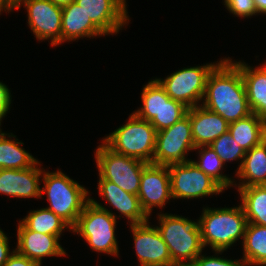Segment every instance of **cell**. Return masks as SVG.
<instances>
[{"instance_id": "cell-1", "label": "cell", "mask_w": 266, "mask_h": 266, "mask_svg": "<svg viewBox=\"0 0 266 266\" xmlns=\"http://www.w3.org/2000/svg\"><path fill=\"white\" fill-rule=\"evenodd\" d=\"M201 105L228 123L252 114L241 71L230 57L220 59L210 72Z\"/></svg>"}, {"instance_id": "cell-2", "label": "cell", "mask_w": 266, "mask_h": 266, "mask_svg": "<svg viewBox=\"0 0 266 266\" xmlns=\"http://www.w3.org/2000/svg\"><path fill=\"white\" fill-rule=\"evenodd\" d=\"M247 218L241 204L238 207H204L198 219L204 248L210 246L213 253L221 254L239 239H244Z\"/></svg>"}, {"instance_id": "cell-3", "label": "cell", "mask_w": 266, "mask_h": 266, "mask_svg": "<svg viewBox=\"0 0 266 266\" xmlns=\"http://www.w3.org/2000/svg\"><path fill=\"white\" fill-rule=\"evenodd\" d=\"M158 215L156 227L167 244L172 262L176 266H191L204 250L198 221L169 213Z\"/></svg>"}, {"instance_id": "cell-4", "label": "cell", "mask_w": 266, "mask_h": 266, "mask_svg": "<svg viewBox=\"0 0 266 266\" xmlns=\"http://www.w3.org/2000/svg\"><path fill=\"white\" fill-rule=\"evenodd\" d=\"M42 180L44 185L40 192L41 198L43 193L47 194L50 203V206L45 208L53 211L72 228L90 201L89 191L59 169L50 172L43 168Z\"/></svg>"}, {"instance_id": "cell-5", "label": "cell", "mask_w": 266, "mask_h": 266, "mask_svg": "<svg viewBox=\"0 0 266 266\" xmlns=\"http://www.w3.org/2000/svg\"><path fill=\"white\" fill-rule=\"evenodd\" d=\"M115 214L90 198L71 231L84 238L91 250L118 257L119 246L115 228L117 218L122 216L117 217Z\"/></svg>"}, {"instance_id": "cell-6", "label": "cell", "mask_w": 266, "mask_h": 266, "mask_svg": "<svg viewBox=\"0 0 266 266\" xmlns=\"http://www.w3.org/2000/svg\"><path fill=\"white\" fill-rule=\"evenodd\" d=\"M102 141L113 151L125 156L153 163L157 131L152 124L134 113Z\"/></svg>"}, {"instance_id": "cell-7", "label": "cell", "mask_w": 266, "mask_h": 266, "mask_svg": "<svg viewBox=\"0 0 266 266\" xmlns=\"http://www.w3.org/2000/svg\"><path fill=\"white\" fill-rule=\"evenodd\" d=\"M101 143L94 154L99 180H108L125 192L137 195L143 169L149 163L117 153Z\"/></svg>"}, {"instance_id": "cell-8", "label": "cell", "mask_w": 266, "mask_h": 266, "mask_svg": "<svg viewBox=\"0 0 266 266\" xmlns=\"http://www.w3.org/2000/svg\"><path fill=\"white\" fill-rule=\"evenodd\" d=\"M216 62L183 68L168 75L165 79H155L165 89L170 98L181 102L188 108H192L200 105L203 100L207 78L213 68L219 63L218 61Z\"/></svg>"}, {"instance_id": "cell-9", "label": "cell", "mask_w": 266, "mask_h": 266, "mask_svg": "<svg viewBox=\"0 0 266 266\" xmlns=\"http://www.w3.org/2000/svg\"><path fill=\"white\" fill-rule=\"evenodd\" d=\"M194 149L188 109L187 115L181 120L157 132L153 164L169 166L190 161L185 156Z\"/></svg>"}, {"instance_id": "cell-10", "label": "cell", "mask_w": 266, "mask_h": 266, "mask_svg": "<svg viewBox=\"0 0 266 266\" xmlns=\"http://www.w3.org/2000/svg\"><path fill=\"white\" fill-rule=\"evenodd\" d=\"M173 199H197L224 191L190 160L168 166Z\"/></svg>"}, {"instance_id": "cell-11", "label": "cell", "mask_w": 266, "mask_h": 266, "mask_svg": "<svg viewBox=\"0 0 266 266\" xmlns=\"http://www.w3.org/2000/svg\"><path fill=\"white\" fill-rule=\"evenodd\" d=\"M27 10L29 28L40 42L51 40L52 46L62 44V8L50 0H20L15 5V10L21 8Z\"/></svg>"}, {"instance_id": "cell-12", "label": "cell", "mask_w": 266, "mask_h": 266, "mask_svg": "<svg viewBox=\"0 0 266 266\" xmlns=\"http://www.w3.org/2000/svg\"><path fill=\"white\" fill-rule=\"evenodd\" d=\"M149 223L148 220L129 227L140 266H176L157 227Z\"/></svg>"}, {"instance_id": "cell-13", "label": "cell", "mask_w": 266, "mask_h": 266, "mask_svg": "<svg viewBox=\"0 0 266 266\" xmlns=\"http://www.w3.org/2000/svg\"><path fill=\"white\" fill-rule=\"evenodd\" d=\"M137 196L148 217L154 207L163 208L172 199L168 166L149 163L143 169Z\"/></svg>"}, {"instance_id": "cell-14", "label": "cell", "mask_w": 266, "mask_h": 266, "mask_svg": "<svg viewBox=\"0 0 266 266\" xmlns=\"http://www.w3.org/2000/svg\"><path fill=\"white\" fill-rule=\"evenodd\" d=\"M87 17L105 34L119 33L130 21L123 0H75Z\"/></svg>"}, {"instance_id": "cell-15", "label": "cell", "mask_w": 266, "mask_h": 266, "mask_svg": "<svg viewBox=\"0 0 266 266\" xmlns=\"http://www.w3.org/2000/svg\"><path fill=\"white\" fill-rule=\"evenodd\" d=\"M18 222L15 248L18 253L37 262L40 266L45 257L66 256V251L60 245L58 236L29 230L21 221Z\"/></svg>"}, {"instance_id": "cell-16", "label": "cell", "mask_w": 266, "mask_h": 266, "mask_svg": "<svg viewBox=\"0 0 266 266\" xmlns=\"http://www.w3.org/2000/svg\"><path fill=\"white\" fill-rule=\"evenodd\" d=\"M40 164L37 161L27 169H0V193L15 198H41Z\"/></svg>"}, {"instance_id": "cell-17", "label": "cell", "mask_w": 266, "mask_h": 266, "mask_svg": "<svg viewBox=\"0 0 266 266\" xmlns=\"http://www.w3.org/2000/svg\"><path fill=\"white\" fill-rule=\"evenodd\" d=\"M189 120L195 147L209 146L229 130V123L203 105L189 108Z\"/></svg>"}, {"instance_id": "cell-18", "label": "cell", "mask_w": 266, "mask_h": 266, "mask_svg": "<svg viewBox=\"0 0 266 266\" xmlns=\"http://www.w3.org/2000/svg\"><path fill=\"white\" fill-rule=\"evenodd\" d=\"M98 191L99 195L102 196L101 198L113 206L118 213L130 220V225L144 223L149 220L150 217L142 209L137 195L125 192L108 180L98 181Z\"/></svg>"}, {"instance_id": "cell-19", "label": "cell", "mask_w": 266, "mask_h": 266, "mask_svg": "<svg viewBox=\"0 0 266 266\" xmlns=\"http://www.w3.org/2000/svg\"><path fill=\"white\" fill-rule=\"evenodd\" d=\"M233 62L241 71L251 112L266 122V62L255 68L244 61Z\"/></svg>"}, {"instance_id": "cell-20", "label": "cell", "mask_w": 266, "mask_h": 266, "mask_svg": "<svg viewBox=\"0 0 266 266\" xmlns=\"http://www.w3.org/2000/svg\"><path fill=\"white\" fill-rule=\"evenodd\" d=\"M61 30L62 44L66 41H76L85 37L105 36L75 2L62 8Z\"/></svg>"}, {"instance_id": "cell-21", "label": "cell", "mask_w": 266, "mask_h": 266, "mask_svg": "<svg viewBox=\"0 0 266 266\" xmlns=\"http://www.w3.org/2000/svg\"><path fill=\"white\" fill-rule=\"evenodd\" d=\"M235 173L241 182H234L233 186L266 185V140L245 153L242 166Z\"/></svg>"}, {"instance_id": "cell-22", "label": "cell", "mask_w": 266, "mask_h": 266, "mask_svg": "<svg viewBox=\"0 0 266 266\" xmlns=\"http://www.w3.org/2000/svg\"><path fill=\"white\" fill-rule=\"evenodd\" d=\"M228 131L245 152L266 140V122L253 113L229 123Z\"/></svg>"}, {"instance_id": "cell-23", "label": "cell", "mask_w": 266, "mask_h": 266, "mask_svg": "<svg viewBox=\"0 0 266 266\" xmlns=\"http://www.w3.org/2000/svg\"><path fill=\"white\" fill-rule=\"evenodd\" d=\"M1 130L0 128V169H27L38 161L21 147L24 143L16 135Z\"/></svg>"}, {"instance_id": "cell-24", "label": "cell", "mask_w": 266, "mask_h": 266, "mask_svg": "<svg viewBox=\"0 0 266 266\" xmlns=\"http://www.w3.org/2000/svg\"><path fill=\"white\" fill-rule=\"evenodd\" d=\"M242 246L247 266H266V226L247 223Z\"/></svg>"}, {"instance_id": "cell-25", "label": "cell", "mask_w": 266, "mask_h": 266, "mask_svg": "<svg viewBox=\"0 0 266 266\" xmlns=\"http://www.w3.org/2000/svg\"><path fill=\"white\" fill-rule=\"evenodd\" d=\"M248 223L266 226V185L238 187Z\"/></svg>"}, {"instance_id": "cell-26", "label": "cell", "mask_w": 266, "mask_h": 266, "mask_svg": "<svg viewBox=\"0 0 266 266\" xmlns=\"http://www.w3.org/2000/svg\"><path fill=\"white\" fill-rule=\"evenodd\" d=\"M21 222L29 229L42 234H50L61 237L65 229L71 231V227L47 208L31 210Z\"/></svg>"}, {"instance_id": "cell-27", "label": "cell", "mask_w": 266, "mask_h": 266, "mask_svg": "<svg viewBox=\"0 0 266 266\" xmlns=\"http://www.w3.org/2000/svg\"><path fill=\"white\" fill-rule=\"evenodd\" d=\"M198 150V160H191L200 170L213 179L223 190L232 187L234 180L224 175L222 170L224 163L210 146L195 147ZM222 169V170H221Z\"/></svg>"}, {"instance_id": "cell-28", "label": "cell", "mask_w": 266, "mask_h": 266, "mask_svg": "<svg viewBox=\"0 0 266 266\" xmlns=\"http://www.w3.org/2000/svg\"><path fill=\"white\" fill-rule=\"evenodd\" d=\"M161 98H170L156 79L144 85L141 92L142 107L133 113L140 119L151 121L161 108Z\"/></svg>"}, {"instance_id": "cell-29", "label": "cell", "mask_w": 266, "mask_h": 266, "mask_svg": "<svg viewBox=\"0 0 266 266\" xmlns=\"http://www.w3.org/2000/svg\"><path fill=\"white\" fill-rule=\"evenodd\" d=\"M188 107L181 102L175 101L172 98H161V108L156 117L150 123L156 129L161 131L171 127L174 123L181 120L187 115Z\"/></svg>"}, {"instance_id": "cell-30", "label": "cell", "mask_w": 266, "mask_h": 266, "mask_svg": "<svg viewBox=\"0 0 266 266\" xmlns=\"http://www.w3.org/2000/svg\"><path fill=\"white\" fill-rule=\"evenodd\" d=\"M209 146L215 151L224 164L229 161L240 160L237 171L241 168L246 152L242 150L240 145L231 137L229 131L222 134Z\"/></svg>"}, {"instance_id": "cell-31", "label": "cell", "mask_w": 266, "mask_h": 266, "mask_svg": "<svg viewBox=\"0 0 266 266\" xmlns=\"http://www.w3.org/2000/svg\"><path fill=\"white\" fill-rule=\"evenodd\" d=\"M224 5L230 13L242 19L257 15L254 0H224Z\"/></svg>"}, {"instance_id": "cell-32", "label": "cell", "mask_w": 266, "mask_h": 266, "mask_svg": "<svg viewBox=\"0 0 266 266\" xmlns=\"http://www.w3.org/2000/svg\"><path fill=\"white\" fill-rule=\"evenodd\" d=\"M191 266H247L243 259H227L221 256H206L202 253L195 259Z\"/></svg>"}, {"instance_id": "cell-33", "label": "cell", "mask_w": 266, "mask_h": 266, "mask_svg": "<svg viewBox=\"0 0 266 266\" xmlns=\"http://www.w3.org/2000/svg\"><path fill=\"white\" fill-rule=\"evenodd\" d=\"M11 102V92L8 86L0 81V126L2 119L9 112L8 110H10Z\"/></svg>"}, {"instance_id": "cell-34", "label": "cell", "mask_w": 266, "mask_h": 266, "mask_svg": "<svg viewBox=\"0 0 266 266\" xmlns=\"http://www.w3.org/2000/svg\"><path fill=\"white\" fill-rule=\"evenodd\" d=\"M3 266H40L37 262L18 253L15 249Z\"/></svg>"}, {"instance_id": "cell-35", "label": "cell", "mask_w": 266, "mask_h": 266, "mask_svg": "<svg viewBox=\"0 0 266 266\" xmlns=\"http://www.w3.org/2000/svg\"><path fill=\"white\" fill-rule=\"evenodd\" d=\"M9 238L7 237V235L2 231V229H0V266H3L8 258L10 257V255L14 252L10 251V247H9Z\"/></svg>"}, {"instance_id": "cell-36", "label": "cell", "mask_w": 266, "mask_h": 266, "mask_svg": "<svg viewBox=\"0 0 266 266\" xmlns=\"http://www.w3.org/2000/svg\"><path fill=\"white\" fill-rule=\"evenodd\" d=\"M13 9H15V4L11 0H0V15L3 11L9 13Z\"/></svg>"}, {"instance_id": "cell-37", "label": "cell", "mask_w": 266, "mask_h": 266, "mask_svg": "<svg viewBox=\"0 0 266 266\" xmlns=\"http://www.w3.org/2000/svg\"><path fill=\"white\" fill-rule=\"evenodd\" d=\"M254 4L256 7L257 15L258 14L266 15V0H254Z\"/></svg>"}, {"instance_id": "cell-38", "label": "cell", "mask_w": 266, "mask_h": 266, "mask_svg": "<svg viewBox=\"0 0 266 266\" xmlns=\"http://www.w3.org/2000/svg\"><path fill=\"white\" fill-rule=\"evenodd\" d=\"M50 1L61 8L71 4L72 2H75V0H50Z\"/></svg>"}, {"instance_id": "cell-39", "label": "cell", "mask_w": 266, "mask_h": 266, "mask_svg": "<svg viewBox=\"0 0 266 266\" xmlns=\"http://www.w3.org/2000/svg\"><path fill=\"white\" fill-rule=\"evenodd\" d=\"M15 5L20 1V0H11Z\"/></svg>"}]
</instances>
